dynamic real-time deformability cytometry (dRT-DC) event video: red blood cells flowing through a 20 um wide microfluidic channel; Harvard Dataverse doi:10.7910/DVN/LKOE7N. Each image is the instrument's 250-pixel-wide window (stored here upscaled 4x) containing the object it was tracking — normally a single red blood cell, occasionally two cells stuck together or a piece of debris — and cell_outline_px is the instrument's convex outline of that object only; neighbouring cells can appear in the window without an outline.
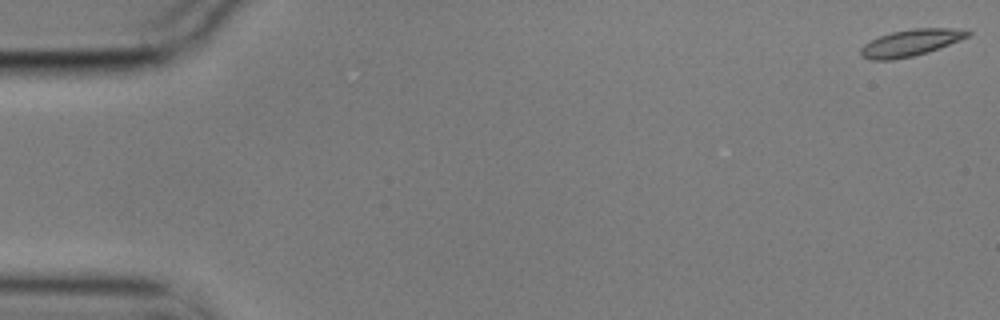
{"species": "common noctule bat (a hibernating species)", "species_latin": "Nyctalus noctula", "temperature_condition": "cold", "stored_images_in_passage": 57, "camera_frame_rate_fps": 3000, "um_per_image_px": 0.085, "animal": {"sex": "male", "body_mass_g": 17.9}, "frame": {"image": 1, "passage_image": 1, "time_ms": 0.0, "image_size_px": [1000, 320], "cell_outline_px": [[972, 32], [968, 36], [928, 52], [912, 56], [892, 60], [872, 60], [860, 56], [860, 48], [864, 44], [880, 36], [892, 32], [912, 28], [948, 28]], "centroid_in_image_um": [77.34, 3.64], "position_along_channel_um": 7.7, "area_um2": 16.3}}
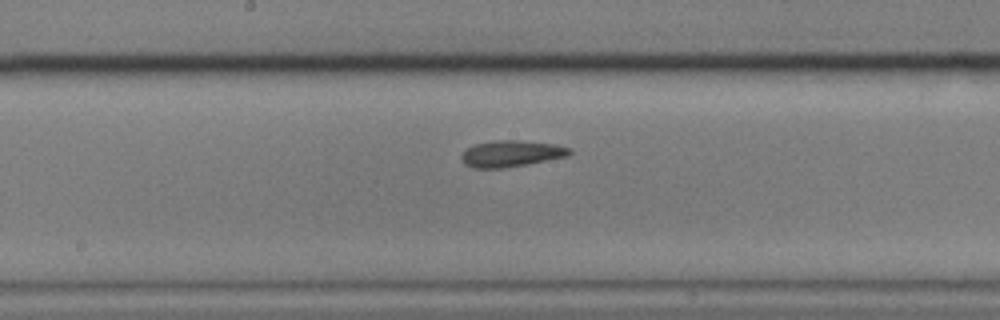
{"frame": {"image": 2, "passage_image": 30, "time_ms": 9.667, "image_size_px": [1000, 320], "cell_outline_px": [[572, 152], [568, 156], [504, 168], [472, 168], [464, 164], [460, 156], [468, 148], [476, 144], [496, 140], [520, 140], [552, 144], [572, 148]], "centroid_in_image_um": [43.45, 13.06], "position_along_channel_um": 204.8, "area_um2": 16.47}}
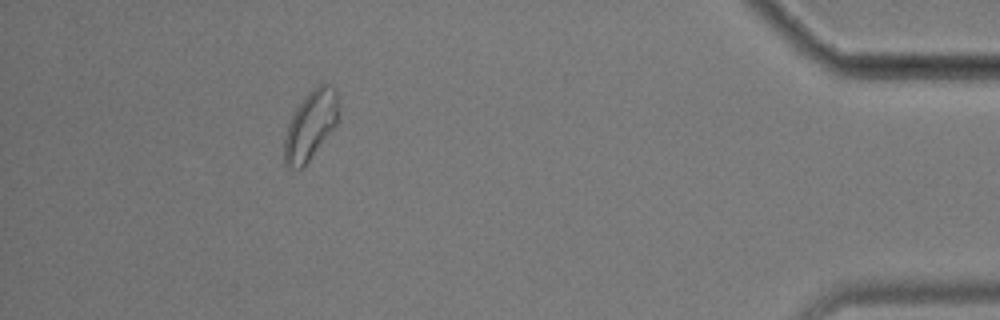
{"frame": {"image": 3, "passage_image": 52, "time_ms": 17.0, "image_size_px": [1000, 320], "cell_outline_px": [[340, 108], [336, 124], [304, 168], [292, 168], [284, 164], [284, 140], [288, 124], [296, 108], [304, 96], [312, 88], [320, 84], [328, 84], [336, 88]], "centroid_in_image_um": [26.41, 10.63], "position_along_channel_um": 408.8, "area_um2": 21.91}, "authors_computed_cell_mechanics": {"area_um2": 16.7042, "velocity_mm_per_s": 3.5064, "shape_relaxation_time_tau1_ms": 7.1462, "shape_relaxation_time_tau2_ms": 1.9523, "deformation_change_tau1": 0.1383, "deformation_change_tau2": 0.0598}}